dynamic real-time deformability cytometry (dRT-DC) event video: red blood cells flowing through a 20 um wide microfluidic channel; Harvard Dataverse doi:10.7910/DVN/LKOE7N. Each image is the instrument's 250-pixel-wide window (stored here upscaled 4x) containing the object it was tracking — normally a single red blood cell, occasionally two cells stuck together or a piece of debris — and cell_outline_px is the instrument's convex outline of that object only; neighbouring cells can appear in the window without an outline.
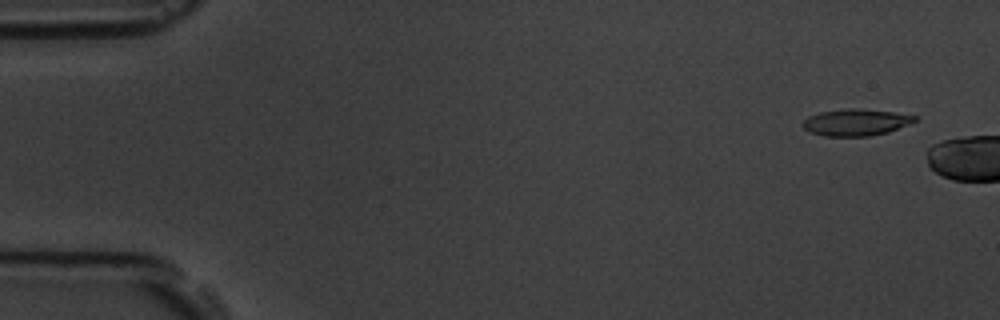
{"species": "common noctule bat (a hibernating species)", "species_latin": "Nyctalus noctula", "temperature_condition": "room temperature", "stored_images_in_passage": 3, "camera_frame_rate_fps": 3000, "um_per_image_px": 0.085, "animal": {"sex": "male", "body_mass_g": 19.5, "forearm_length_mm": 54.6}, "frame": {"image": 1, "passage_image": 1, "time_ms": 0.0, "image_size_px": [1000, 320], "cell_outline_px": [[916, 120], [908, 124], [888, 132], [868, 136], [824, 136], [812, 132], [804, 128], [800, 124], [808, 116], [820, 112], [848, 108], [852, 108], [892, 112], [916, 116]], "centroid_in_image_um": [72.7, 10.4], "position_along_channel_um": 12.3, "area_um2": 17.17}}